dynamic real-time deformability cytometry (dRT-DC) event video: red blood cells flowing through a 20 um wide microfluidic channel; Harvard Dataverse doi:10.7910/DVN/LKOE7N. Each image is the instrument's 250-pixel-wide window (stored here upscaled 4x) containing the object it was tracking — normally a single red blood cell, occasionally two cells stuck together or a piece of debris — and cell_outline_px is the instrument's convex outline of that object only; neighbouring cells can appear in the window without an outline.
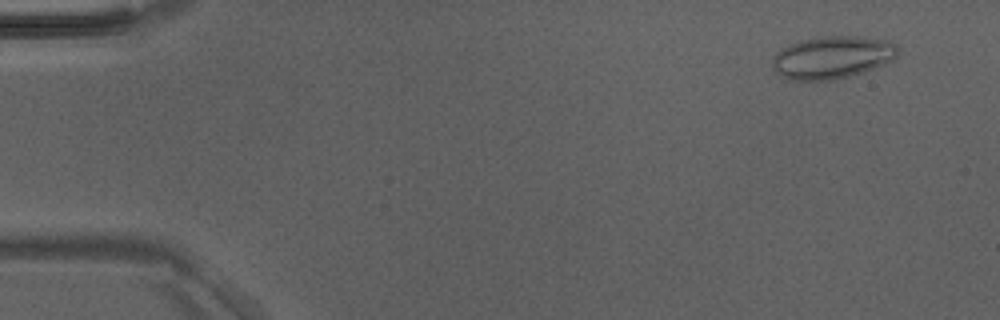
{"species": "Egyptian fruit bat (a non-hibernating species)", "species_latin": "Rousettus aegyptiacus", "temperature_condition": "room temperature", "stored_images_in_passage": 14, "camera_frame_rate_fps": 3000, "um_per_image_px": 0.085, "animal": {"sex": "male"}, "frame": {"image": 1, "passage_image": 4, "time_ms": 1.0, "image_size_px": [1000, 320], "cell_outline_px": [[900, 52], [892, 60], [864, 72], [832, 80], [788, 80], [780, 76], [772, 68], [772, 60], [776, 52], [780, 48], [796, 40], [820, 36], [856, 36], [888, 40], [896, 44]], "centroid_in_image_um": [70.7, 4.86], "position_along_channel_um": 14.3, "area_um2": 31.56}}